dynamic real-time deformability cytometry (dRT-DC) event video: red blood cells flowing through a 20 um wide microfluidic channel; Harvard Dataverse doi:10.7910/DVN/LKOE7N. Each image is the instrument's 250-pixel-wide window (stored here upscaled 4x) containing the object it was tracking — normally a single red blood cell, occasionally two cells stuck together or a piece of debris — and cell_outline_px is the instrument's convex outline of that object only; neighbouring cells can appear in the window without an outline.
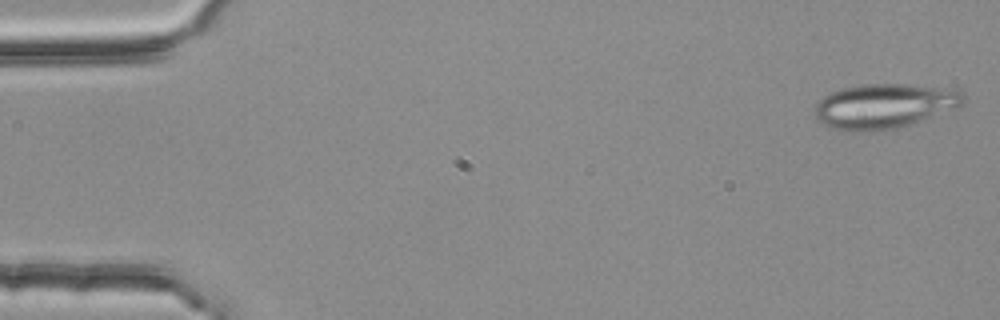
{"species": "common noctule bat (a hibernating species)", "species_latin": "Nyctalus noctula", "temperature_condition": "room temperature", "stored_images_in_passage": 5, "camera_frame_rate_fps": 3000, "um_per_image_px": 0.085, "animal": {"sex": "female", "body_mass_g": 25.1}, "frame": {"image": 1, "passage_image": 1, "time_ms": 0.0, "image_size_px": [1000, 320], "cell_outline_px": [[964, 104], [956, 108], [900, 128], [872, 132], [844, 132], [828, 128], [816, 120], [812, 112], [816, 104], [824, 96], [840, 88], [860, 84], [908, 84], [956, 88], [964, 92]], "centroid_in_image_um": [75.13, 9.03], "position_along_channel_um": 9.9, "area_um2": 39.88}}